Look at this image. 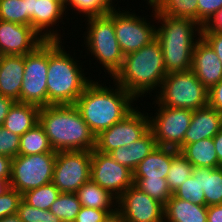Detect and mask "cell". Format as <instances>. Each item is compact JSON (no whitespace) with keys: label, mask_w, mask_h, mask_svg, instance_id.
<instances>
[{"label":"cell","mask_w":222,"mask_h":222,"mask_svg":"<svg viewBox=\"0 0 222 222\" xmlns=\"http://www.w3.org/2000/svg\"><path fill=\"white\" fill-rule=\"evenodd\" d=\"M100 82L93 79L74 104L95 136L123 120L136 108L133 102L137 101L115 81L113 88Z\"/></svg>","instance_id":"6da1fadb"},{"label":"cell","mask_w":222,"mask_h":222,"mask_svg":"<svg viewBox=\"0 0 222 222\" xmlns=\"http://www.w3.org/2000/svg\"><path fill=\"white\" fill-rule=\"evenodd\" d=\"M146 4L149 8L152 7L151 16L157 24L156 39L162 49L166 73L191 70L192 53L196 42L201 38L202 26L188 18L162 15L154 9L151 2Z\"/></svg>","instance_id":"7a4b0ae2"},{"label":"cell","mask_w":222,"mask_h":222,"mask_svg":"<svg viewBox=\"0 0 222 222\" xmlns=\"http://www.w3.org/2000/svg\"><path fill=\"white\" fill-rule=\"evenodd\" d=\"M39 123L54 151H93L96 136L74 104L40 107Z\"/></svg>","instance_id":"3957f363"},{"label":"cell","mask_w":222,"mask_h":222,"mask_svg":"<svg viewBox=\"0 0 222 222\" xmlns=\"http://www.w3.org/2000/svg\"><path fill=\"white\" fill-rule=\"evenodd\" d=\"M62 44V40H48L47 106L75 104L92 81L90 74L86 77L83 73L82 62L70 56Z\"/></svg>","instance_id":"277c9868"},{"label":"cell","mask_w":222,"mask_h":222,"mask_svg":"<svg viewBox=\"0 0 222 222\" xmlns=\"http://www.w3.org/2000/svg\"><path fill=\"white\" fill-rule=\"evenodd\" d=\"M166 75L162 49L155 39L138 51L126 54L112 80L139 99L147 94L151 97L153 90L156 93Z\"/></svg>","instance_id":"5b68a950"},{"label":"cell","mask_w":222,"mask_h":222,"mask_svg":"<svg viewBox=\"0 0 222 222\" xmlns=\"http://www.w3.org/2000/svg\"><path fill=\"white\" fill-rule=\"evenodd\" d=\"M84 20H86L87 27L83 37L87 54H91V57L93 56V59L101 65L100 69L104 68L105 74L108 72L112 79L121 69L125 57L115 35L114 8L106 15L89 17Z\"/></svg>","instance_id":"8992f818"},{"label":"cell","mask_w":222,"mask_h":222,"mask_svg":"<svg viewBox=\"0 0 222 222\" xmlns=\"http://www.w3.org/2000/svg\"><path fill=\"white\" fill-rule=\"evenodd\" d=\"M208 95L207 88L188 70L167 74L153 100L165 107L197 110L208 105Z\"/></svg>","instance_id":"52a82bcc"},{"label":"cell","mask_w":222,"mask_h":222,"mask_svg":"<svg viewBox=\"0 0 222 222\" xmlns=\"http://www.w3.org/2000/svg\"><path fill=\"white\" fill-rule=\"evenodd\" d=\"M56 153L18 155L12 159L10 185L21 194L53 180Z\"/></svg>","instance_id":"ba28073f"},{"label":"cell","mask_w":222,"mask_h":222,"mask_svg":"<svg viewBox=\"0 0 222 222\" xmlns=\"http://www.w3.org/2000/svg\"><path fill=\"white\" fill-rule=\"evenodd\" d=\"M152 103L155 104L154 108L158 105L154 116H149L150 130L154 134L157 146L180 151L183 148L184 134L190 126L193 110L165 107L155 100Z\"/></svg>","instance_id":"9c48e42d"},{"label":"cell","mask_w":222,"mask_h":222,"mask_svg":"<svg viewBox=\"0 0 222 222\" xmlns=\"http://www.w3.org/2000/svg\"><path fill=\"white\" fill-rule=\"evenodd\" d=\"M24 65L20 102L47 106L48 40L24 55Z\"/></svg>","instance_id":"30bf717a"},{"label":"cell","mask_w":222,"mask_h":222,"mask_svg":"<svg viewBox=\"0 0 222 222\" xmlns=\"http://www.w3.org/2000/svg\"><path fill=\"white\" fill-rule=\"evenodd\" d=\"M114 7V30L116 39L124 55L138 51L143 46L150 44L156 39V26L144 16H138L135 12H130L128 6L120 11Z\"/></svg>","instance_id":"8fae6325"},{"label":"cell","mask_w":222,"mask_h":222,"mask_svg":"<svg viewBox=\"0 0 222 222\" xmlns=\"http://www.w3.org/2000/svg\"><path fill=\"white\" fill-rule=\"evenodd\" d=\"M91 179V151L56 153L52 183L61 193H75Z\"/></svg>","instance_id":"7c38bea8"},{"label":"cell","mask_w":222,"mask_h":222,"mask_svg":"<svg viewBox=\"0 0 222 222\" xmlns=\"http://www.w3.org/2000/svg\"><path fill=\"white\" fill-rule=\"evenodd\" d=\"M138 109L136 106L123 120L101 131L96 136L95 150L109 154L140 139L150 129V114Z\"/></svg>","instance_id":"4fadbf2b"},{"label":"cell","mask_w":222,"mask_h":222,"mask_svg":"<svg viewBox=\"0 0 222 222\" xmlns=\"http://www.w3.org/2000/svg\"><path fill=\"white\" fill-rule=\"evenodd\" d=\"M91 179L116 198L134 184L133 171L95 149L91 151Z\"/></svg>","instance_id":"5bb4252c"},{"label":"cell","mask_w":222,"mask_h":222,"mask_svg":"<svg viewBox=\"0 0 222 222\" xmlns=\"http://www.w3.org/2000/svg\"><path fill=\"white\" fill-rule=\"evenodd\" d=\"M26 6L27 25L31 26L45 40L61 41L63 34L61 35V31L57 30V27L60 22L64 24L63 16H67L64 13L66 1L26 0Z\"/></svg>","instance_id":"9a60e30c"},{"label":"cell","mask_w":222,"mask_h":222,"mask_svg":"<svg viewBox=\"0 0 222 222\" xmlns=\"http://www.w3.org/2000/svg\"><path fill=\"white\" fill-rule=\"evenodd\" d=\"M117 210L127 222H164V206L134 184L117 198Z\"/></svg>","instance_id":"2e32d148"},{"label":"cell","mask_w":222,"mask_h":222,"mask_svg":"<svg viewBox=\"0 0 222 222\" xmlns=\"http://www.w3.org/2000/svg\"><path fill=\"white\" fill-rule=\"evenodd\" d=\"M44 41L29 25L0 20V56L26 55Z\"/></svg>","instance_id":"e0dca14e"},{"label":"cell","mask_w":222,"mask_h":222,"mask_svg":"<svg viewBox=\"0 0 222 222\" xmlns=\"http://www.w3.org/2000/svg\"><path fill=\"white\" fill-rule=\"evenodd\" d=\"M191 70L208 91L222 80V63L202 37L195 44Z\"/></svg>","instance_id":"ac0fdd59"},{"label":"cell","mask_w":222,"mask_h":222,"mask_svg":"<svg viewBox=\"0 0 222 222\" xmlns=\"http://www.w3.org/2000/svg\"><path fill=\"white\" fill-rule=\"evenodd\" d=\"M222 128V114L209 105L193 110L190 126L184 134L183 147L203 139L214 138Z\"/></svg>","instance_id":"d6986e66"},{"label":"cell","mask_w":222,"mask_h":222,"mask_svg":"<svg viewBox=\"0 0 222 222\" xmlns=\"http://www.w3.org/2000/svg\"><path fill=\"white\" fill-rule=\"evenodd\" d=\"M24 55L0 56V94L20 102Z\"/></svg>","instance_id":"ffe728a7"},{"label":"cell","mask_w":222,"mask_h":222,"mask_svg":"<svg viewBox=\"0 0 222 222\" xmlns=\"http://www.w3.org/2000/svg\"><path fill=\"white\" fill-rule=\"evenodd\" d=\"M177 149L157 146L133 171V178L159 179L167 177Z\"/></svg>","instance_id":"44dd1931"},{"label":"cell","mask_w":222,"mask_h":222,"mask_svg":"<svg viewBox=\"0 0 222 222\" xmlns=\"http://www.w3.org/2000/svg\"><path fill=\"white\" fill-rule=\"evenodd\" d=\"M157 147L153 132L149 129L140 139L130 143L128 146H122L109 153V155L121 165L134 171L140 162H142Z\"/></svg>","instance_id":"7402d4cb"},{"label":"cell","mask_w":222,"mask_h":222,"mask_svg":"<svg viewBox=\"0 0 222 222\" xmlns=\"http://www.w3.org/2000/svg\"><path fill=\"white\" fill-rule=\"evenodd\" d=\"M164 222H207V206L172 195L164 206Z\"/></svg>","instance_id":"603a6c76"},{"label":"cell","mask_w":222,"mask_h":222,"mask_svg":"<svg viewBox=\"0 0 222 222\" xmlns=\"http://www.w3.org/2000/svg\"><path fill=\"white\" fill-rule=\"evenodd\" d=\"M39 110V106L15 101L10 107L2 127L22 136L39 122Z\"/></svg>","instance_id":"cb8c5ba5"},{"label":"cell","mask_w":222,"mask_h":222,"mask_svg":"<svg viewBox=\"0 0 222 222\" xmlns=\"http://www.w3.org/2000/svg\"><path fill=\"white\" fill-rule=\"evenodd\" d=\"M75 193L81 206L101 210H117V198L92 179L85 182Z\"/></svg>","instance_id":"d4e9b609"},{"label":"cell","mask_w":222,"mask_h":222,"mask_svg":"<svg viewBox=\"0 0 222 222\" xmlns=\"http://www.w3.org/2000/svg\"><path fill=\"white\" fill-rule=\"evenodd\" d=\"M179 153L183 155L194 168H218V156L215 151L213 138L203 139L191 144L185 145Z\"/></svg>","instance_id":"484cf974"},{"label":"cell","mask_w":222,"mask_h":222,"mask_svg":"<svg viewBox=\"0 0 222 222\" xmlns=\"http://www.w3.org/2000/svg\"><path fill=\"white\" fill-rule=\"evenodd\" d=\"M199 185L204 191L207 207L222 204V167H199Z\"/></svg>","instance_id":"4316f807"},{"label":"cell","mask_w":222,"mask_h":222,"mask_svg":"<svg viewBox=\"0 0 222 222\" xmlns=\"http://www.w3.org/2000/svg\"><path fill=\"white\" fill-rule=\"evenodd\" d=\"M40 153H57L53 150L44 128L38 122L20 136L19 155H35Z\"/></svg>","instance_id":"83f0119b"},{"label":"cell","mask_w":222,"mask_h":222,"mask_svg":"<svg viewBox=\"0 0 222 222\" xmlns=\"http://www.w3.org/2000/svg\"><path fill=\"white\" fill-rule=\"evenodd\" d=\"M154 9L175 18H188L198 23V0H151Z\"/></svg>","instance_id":"f1b7e54d"},{"label":"cell","mask_w":222,"mask_h":222,"mask_svg":"<svg viewBox=\"0 0 222 222\" xmlns=\"http://www.w3.org/2000/svg\"><path fill=\"white\" fill-rule=\"evenodd\" d=\"M115 6L117 4L111 0H66L65 13L68 15V11L73 9L77 15L81 13L82 18H89L106 15Z\"/></svg>","instance_id":"f546056e"},{"label":"cell","mask_w":222,"mask_h":222,"mask_svg":"<svg viewBox=\"0 0 222 222\" xmlns=\"http://www.w3.org/2000/svg\"><path fill=\"white\" fill-rule=\"evenodd\" d=\"M60 193L59 189L51 182L23 193L22 199L32 207L50 210L52 203Z\"/></svg>","instance_id":"4dcf8cb0"},{"label":"cell","mask_w":222,"mask_h":222,"mask_svg":"<svg viewBox=\"0 0 222 222\" xmlns=\"http://www.w3.org/2000/svg\"><path fill=\"white\" fill-rule=\"evenodd\" d=\"M81 207L76 193H60L52 203L50 211L62 222H74Z\"/></svg>","instance_id":"1f68e13d"},{"label":"cell","mask_w":222,"mask_h":222,"mask_svg":"<svg viewBox=\"0 0 222 222\" xmlns=\"http://www.w3.org/2000/svg\"><path fill=\"white\" fill-rule=\"evenodd\" d=\"M193 165L179 152L172 158L166 181L173 194L187 178L192 176Z\"/></svg>","instance_id":"d6a6232c"},{"label":"cell","mask_w":222,"mask_h":222,"mask_svg":"<svg viewBox=\"0 0 222 222\" xmlns=\"http://www.w3.org/2000/svg\"><path fill=\"white\" fill-rule=\"evenodd\" d=\"M134 185L147 193L151 198L166 205L167 200L173 195L165 178H133Z\"/></svg>","instance_id":"836d02e7"},{"label":"cell","mask_w":222,"mask_h":222,"mask_svg":"<svg viewBox=\"0 0 222 222\" xmlns=\"http://www.w3.org/2000/svg\"><path fill=\"white\" fill-rule=\"evenodd\" d=\"M173 195L197 205H206L204 191L199 185V167L193 169L192 176L187 178Z\"/></svg>","instance_id":"e575fe53"},{"label":"cell","mask_w":222,"mask_h":222,"mask_svg":"<svg viewBox=\"0 0 222 222\" xmlns=\"http://www.w3.org/2000/svg\"><path fill=\"white\" fill-rule=\"evenodd\" d=\"M0 20L27 25L26 0H0Z\"/></svg>","instance_id":"d590c367"},{"label":"cell","mask_w":222,"mask_h":222,"mask_svg":"<svg viewBox=\"0 0 222 222\" xmlns=\"http://www.w3.org/2000/svg\"><path fill=\"white\" fill-rule=\"evenodd\" d=\"M17 215L23 222H62L61 219L50 210L32 207L23 199L19 204Z\"/></svg>","instance_id":"8d00e7d4"},{"label":"cell","mask_w":222,"mask_h":222,"mask_svg":"<svg viewBox=\"0 0 222 222\" xmlns=\"http://www.w3.org/2000/svg\"><path fill=\"white\" fill-rule=\"evenodd\" d=\"M20 136L0 126V154L15 158L19 155Z\"/></svg>","instance_id":"74e56055"},{"label":"cell","mask_w":222,"mask_h":222,"mask_svg":"<svg viewBox=\"0 0 222 222\" xmlns=\"http://www.w3.org/2000/svg\"><path fill=\"white\" fill-rule=\"evenodd\" d=\"M21 200L22 194L12 188L0 196V219L8 215L17 214Z\"/></svg>","instance_id":"f35d334b"},{"label":"cell","mask_w":222,"mask_h":222,"mask_svg":"<svg viewBox=\"0 0 222 222\" xmlns=\"http://www.w3.org/2000/svg\"><path fill=\"white\" fill-rule=\"evenodd\" d=\"M222 9V0H198V23L203 27Z\"/></svg>","instance_id":"ab89813d"},{"label":"cell","mask_w":222,"mask_h":222,"mask_svg":"<svg viewBox=\"0 0 222 222\" xmlns=\"http://www.w3.org/2000/svg\"><path fill=\"white\" fill-rule=\"evenodd\" d=\"M116 210H101L82 206L74 222H103L108 214Z\"/></svg>","instance_id":"60d3db41"},{"label":"cell","mask_w":222,"mask_h":222,"mask_svg":"<svg viewBox=\"0 0 222 222\" xmlns=\"http://www.w3.org/2000/svg\"><path fill=\"white\" fill-rule=\"evenodd\" d=\"M201 37L212 47L222 63V32L202 30Z\"/></svg>","instance_id":"b9f144b4"},{"label":"cell","mask_w":222,"mask_h":222,"mask_svg":"<svg viewBox=\"0 0 222 222\" xmlns=\"http://www.w3.org/2000/svg\"><path fill=\"white\" fill-rule=\"evenodd\" d=\"M208 105L222 114V80L209 90Z\"/></svg>","instance_id":"7bdbcfd3"},{"label":"cell","mask_w":222,"mask_h":222,"mask_svg":"<svg viewBox=\"0 0 222 222\" xmlns=\"http://www.w3.org/2000/svg\"><path fill=\"white\" fill-rule=\"evenodd\" d=\"M12 158L0 154V179L10 181Z\"/></svg>","instance_id":"ee69618b"},{"label":"cell","mask_w":222,"mask_h":222,"mask_svg":"<svg viewBox=\"0 0 222 222\" xmlns=\"http://www.w3.org/2000/svg\"><path fill=\"white\" fill-rule=\"evenodd\" d=\"M202 30H213L222 32V9L219 10L211 20L202 27Z\"/></svg>","instance_id":"f6af8a7d"},{"label":"cell","mask_w":222,"mask_h":222,"mask_svg":"<svg viewBox=\"0 0 222 222\" xmlns=\"http://www.w3.org/2000/svg\"><path fill=\"white\" fill-rule=\"evenodd\" d=\"M15 101L9 97L0 94V126H2L5 118L8 115L10 107Z\"/></svg>","instance_id":"bcb514c9"},{"label":"cell","mask_w":222,"mask_h":222,"mask_svg":"<svg viewBox=\"0 0 222 222\" xmlns=\"http://www.w3.org/2000/svg\"><path fill=\"white\" fill-rule=\"evenodd\" d=\"M207 222H222V204L207 207Z\"/></svg>","instance_id":"7dc6e473"},{"label":"cell","mask_w":222,"mask_h":222,"mask_svg":"<svg viewBox=\"0 0 222 222\" xmlns=\"http://www.w3.org/2000/svg\"><path fill=\"white\" fill-rule=\"evenodd\" d=\"M213 142L215 145V151L218 156V163L222 167V128L219 130V132L213 138Z\"/></svg>","instance_id":"c3c4849f"},{"label":"cell","mask_w":222,"mask_h":222,"mask_svg":"<svg viewBox=\"0 0 222 222\" xmlns=\"http://www.w3.org/2000/svg\"><path fill=\"white\" fill-rule=\"evenodd\" d=\"M103 222H127L121 215V213L116 210L107 215V217L103 220Z\"/></svg>","instance_id":"681fc988"},{"label":"cell","mask_w":222,"mask_h":222,"mask_svg":"<svg viewBox=\"0 0 222 222\" xmlns=\"http://www.w3.org/2000/svg\"><path fill=\"white\" fill-rule=\"evenodd\" d=\"M11 188L10 181L0 179V196L4 195Z\"/></svg>","instance_id":"f907efd6"},{"label":"cell","mask_w":222,"mask_h":222,"mask_svg":"<svg viewBox=\"0 0 222 222\" xmlns=\"http://www.w3.org/2000/svg\"><path fill=\"white\" fill-rule=\"evenodd\" d=\"M0 222H23L17 214L8 215L0 219Z\"/></svg>","instance_id":"816d5d0a"},{"label":"cell","mask_w":222,"mask_h":222,"mask_svg":"<svg viewBox=\"0 0 222 222\" xmlns=\"http://www.w3.org/2000/svg\"><path fill=\"white\" fill-rule=\"evenodd\" d=\"M113 3H115L114 1H116V0H111ZM151 0H146V2L148 3V2H150Z\"/></svg>","instance_id":"f5cc1de1"},{"label":"cell","mask_w":222,"mask_h":222,"mask_svg":"<svg viewBox=\"0 0 222 222\" xmlns=\"http://www.w3.org/2000/svg\"><path fill=\"white\" fill-rule=\"evenodd\" d=\"M49 1H66V0H49Z\"/></svg>","instance_id":"db71d44e"}]
</instances>
